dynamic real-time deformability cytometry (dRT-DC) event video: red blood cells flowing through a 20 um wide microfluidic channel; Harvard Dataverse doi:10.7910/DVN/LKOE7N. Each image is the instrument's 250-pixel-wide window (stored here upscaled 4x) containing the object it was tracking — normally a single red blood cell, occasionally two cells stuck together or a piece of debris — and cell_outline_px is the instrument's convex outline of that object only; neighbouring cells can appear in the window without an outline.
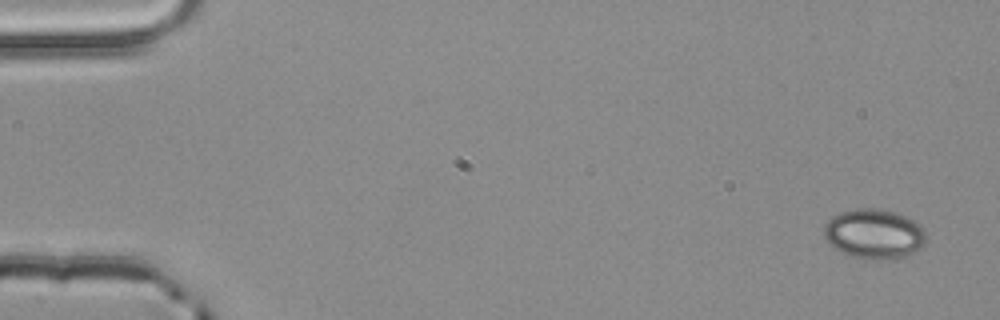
{"species": "common noctule bat (a hibernating species)", "species_latin": "Nyctalus noctula", "temperature_condition": "room temperature", "stored_images_in_passage": 28, "camera_frame_rate_fps": 3000, "um_per_image_px": 0.085, "animal": {"sex": "male", "body_mass_g": 20.4}, "frame": {"image": 1, "passage_image": 1, "time_ms": 0.0, "image_size_px": [1000, 320], "cell_outline_px": [[924, 244], [916, 252], [908, 256], [880, 260], [864, 260], [840, 252], [828, 244], [824, 236], [824, 224], [832, 216], [840, 212], [860, 208], [876, 208], [892, 212], [904, 216], [920, 224], [924, 232]], "centroid_in_image_um": [74.26, 19.91], "position_along_channel_um": 10.7, "area_um2": 29.77}}